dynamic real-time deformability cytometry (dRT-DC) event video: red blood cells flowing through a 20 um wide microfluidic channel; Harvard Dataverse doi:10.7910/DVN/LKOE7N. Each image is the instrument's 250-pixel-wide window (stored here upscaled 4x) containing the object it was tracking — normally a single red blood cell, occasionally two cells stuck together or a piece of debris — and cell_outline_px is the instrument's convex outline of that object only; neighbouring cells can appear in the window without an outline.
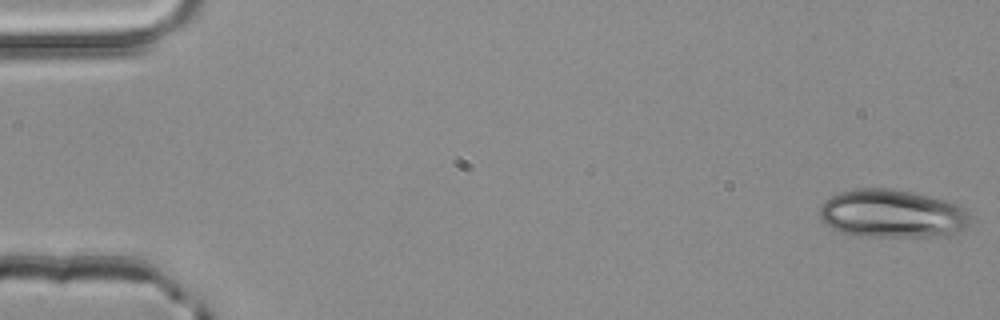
{"species": "common noctule bat (a hibernating species)", "species_latin": "Nyctalus noctula", "temperature_condition": "room temperature", "stored_images_in_passage": 51, "camera_frame_rate_fps": 3000, "um_per_image_px": 0.085, "animal": {"sex": "male", "body_mass_g": 20.4}, "frame": {"image": 1, "passage_image": 1, "time_ms": 0.0, "image_size_px": [1000, 320], "cell_outline_px": [[968, 224], [964, 228], [952, 236], [860, 236], [840, 232], [824, 224], [820, 220], [820, 204], [824, 200], [840, 192], [856, 188], [888, 188], [912, 192], [948, 200], [960, 204], [968, 212]], "centroid_in_image_um": [75.83, 18.16], "position_along_channel_um": 9.2, "area_um2": 42.71}}
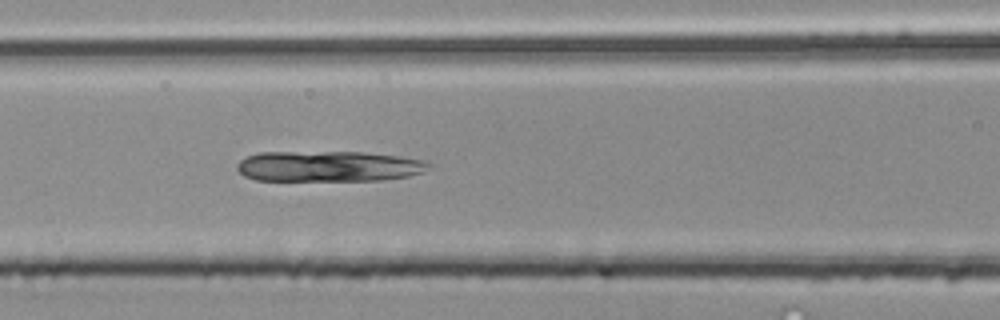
{"frame": {"image": 2, "passage_image": 22, "time_ms": 7.0, "image_size_px": [1000, 320], "cell_outline_px": [[432, 164], [424, 172], [408, 176], [380, 180], [256, 180], [244, 176], [236, 168], [236, 164], [240, 160], [256, 152], [364, 152], [400, 156], [424, 160]], "centroid_in_image_um": [27.93, 14.13], "position_along_channel_um": 138.7, "area_um2": 34.33}}
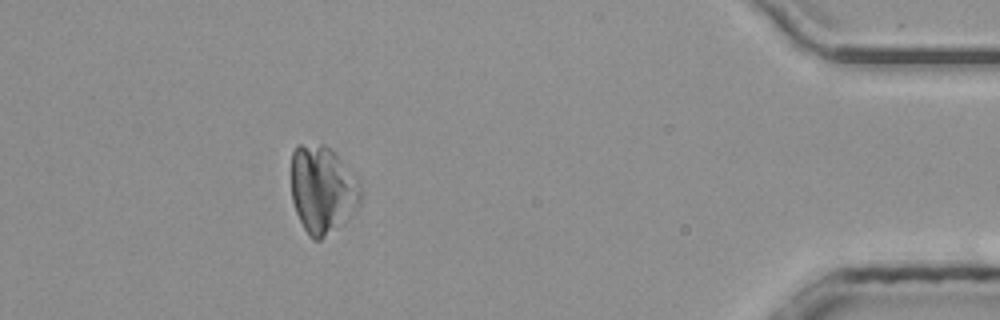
{"frame": {"image": 3, "passage_image": 46, "time_ms": 15.0, "image_size_px": [1000, 320], "cell_outline_px": [[364, 196], [360, 204], [348, 220], [344, 224], [320, 240], [312, 240], [308, 236], [296, 212], [292, 200], [292, 152], [296, 144], [324, 144], [332, 148], [360, 184], [364, 192]], "centroid_in_image_um": [27.44, 16.13], "position_along_channel_um": 407.8, "area_um2": 36.07}}